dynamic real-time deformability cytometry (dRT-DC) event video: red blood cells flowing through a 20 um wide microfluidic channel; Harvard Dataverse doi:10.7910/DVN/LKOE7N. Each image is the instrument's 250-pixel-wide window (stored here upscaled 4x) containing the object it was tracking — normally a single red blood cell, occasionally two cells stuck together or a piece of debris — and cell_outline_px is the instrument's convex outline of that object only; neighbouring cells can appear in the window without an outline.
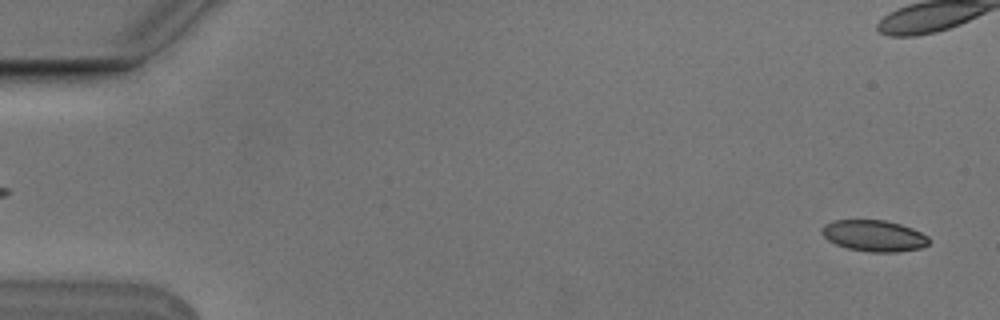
{"species": "Egyptian fruit bat (a non-hibernating species)", "species_latin": "Rousettus aegyptiacus", "temperature_condition": "cold", "stored_images_in_passage": 4, "camera_frame_rate_fps": 3000, "um_per_image_px": 0.085, "animal": {"sex": "male"}, "frame": {"image": 1, "passage_image": 4, "time_ms": 1.0, "image_size_px": [1000, 320], "cell_outline_px": [[932, 240], [928, 244], [920, 248], [896, 252], [868, 252], [848, 248], [836, 244], [828, 240], [820, 232], [820, 228], [824, 224], [832, 220], [884, 220], [900, 224], [912, 228], [928, 236]], "centroid_in_image_um": [74.28, 20.03], "position_along_channel_um": 10.7, "area_um2": 19.65}}